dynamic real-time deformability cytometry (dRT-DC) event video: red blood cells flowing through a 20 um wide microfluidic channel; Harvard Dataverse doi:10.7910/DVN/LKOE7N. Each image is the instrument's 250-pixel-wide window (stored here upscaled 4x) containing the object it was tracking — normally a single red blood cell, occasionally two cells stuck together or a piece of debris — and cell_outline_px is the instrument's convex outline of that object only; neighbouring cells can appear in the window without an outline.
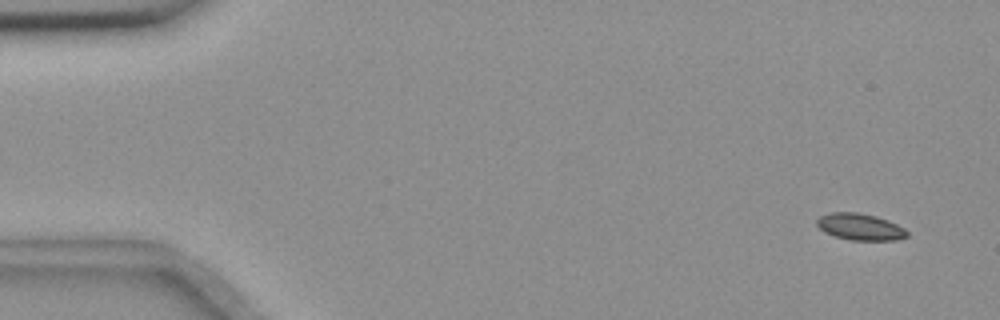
{"species": "common noctule bat (a hibernating species)", "species_latin": "Nyctalus noctula", "temperature_condition": "room temperature", "stored_images_in_passage": 6, "camera_frame_rate_fps": 3000, "um_per_image_px": 0.085, "animal": {"sex": "female", "body_mass_g": 18.4}, "frame": {"image": 1, "passage_image": 1, "time_ms": 0.0, "image_size_px": [1000, 320], "cell_outline_px": [[908, 236], [896, 240], [852, 240], [836, 236], [824, 232], [816, 224], [816, 220], [820, 216], [828, 212], [856, 212], [876, 216], [888, 220], [904, 228], [908, 232]], "centroid_in_image_um": [73.1, 19.27], "position_along_channel_um": 11.9, "area_um2": 13.99}}